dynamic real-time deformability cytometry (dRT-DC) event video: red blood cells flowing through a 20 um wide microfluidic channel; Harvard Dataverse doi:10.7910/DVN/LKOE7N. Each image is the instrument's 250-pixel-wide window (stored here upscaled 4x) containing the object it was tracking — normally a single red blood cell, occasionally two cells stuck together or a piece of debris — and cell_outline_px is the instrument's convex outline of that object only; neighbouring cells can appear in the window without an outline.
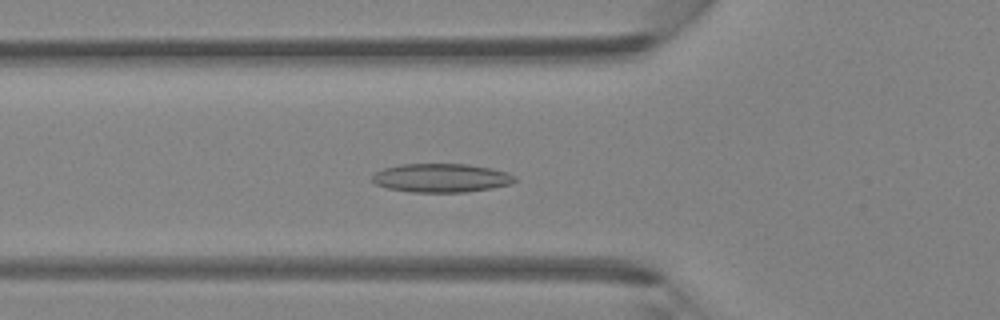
{"species": "Egyptian fruit bat (a non-hibernating species)", "species_latin": "Rousettus aegyptiacus", "temperature_condition": "room temperature", "stored_images_in_passage": 46, "camera_frame_rate_fps": 3000, "um_per_image_px": 0.085, "animal": {"sex": "female"}, "frame": {"image": 1, "passage_image": 16, "time_ms": 5.0, "image_size_px": [1000, 320], "cell_outline_px": [[516, 180], [508, 184], [492, 188], [464, 192], [412, 192], [388, 188], [376, 184], [372, 180], [372, 176], [376, 172], [384, 168], [400, 164], [468, 164], [492, 168], [508, 172], [516, 176]], "centroid_in_image_um": [37.52, 15.12], "position_along_channel_um": 88.3, "area_um2": 23.81}}
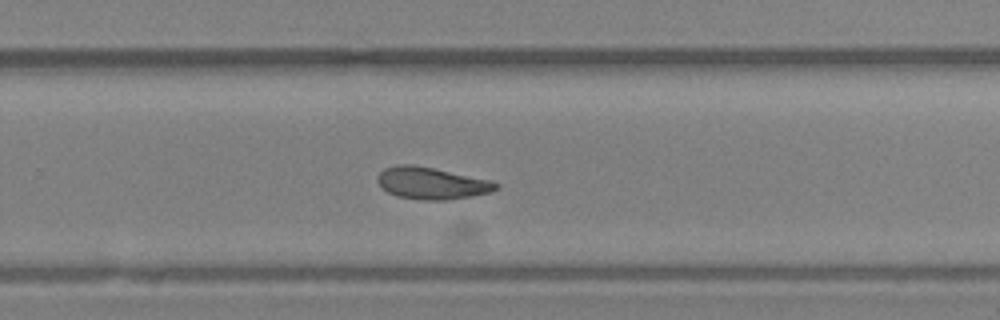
{"frame": {"image": 2, "passage_image": 30, "time_ms": 9.667, "image_size_px": [1000, 320], "cell_outline_px": [[500, 188], [492, 192], [472, 196], [444, 200], [420, 200], [396, 196], [388, 192], [376, 180], [376, 176], [384, 168], [396, 164], [412, 164], [432, 168], [488, 180], [500, 184]], "centroid_in_image_um": [36.67, 15.58], "position_along_channel_um": 293.1, "area_um2": 21.96}}
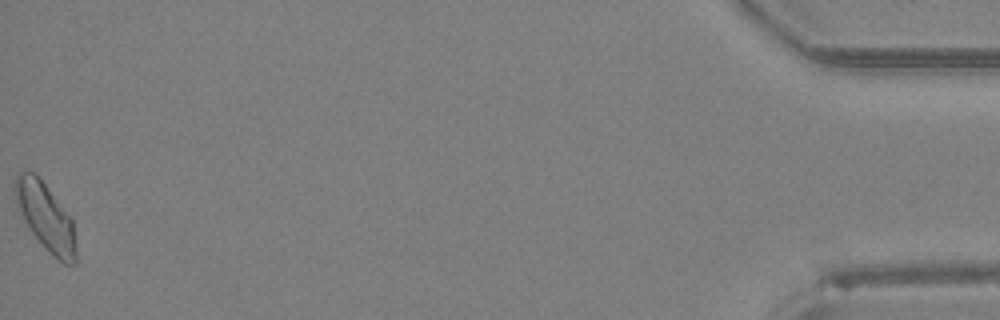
{"frame": {"image": 3, "passage_image": 46, "time_ms": 15.0, "image_size_px": [1000, 320], "cell_outline_px": [[76, 264], [64, 264], [52, 256], [44, 248], [32, 232], [24, 220], [20, 212], [12, 192], [12, 184], [16, 176], [20, 172], [32, 172], [44, 184], [72, 220], [76, 248]], "centroid_in_image_um": [3.85, 18.47], "position_along_channel_um": 431.4, "area_um2": 23.58}}